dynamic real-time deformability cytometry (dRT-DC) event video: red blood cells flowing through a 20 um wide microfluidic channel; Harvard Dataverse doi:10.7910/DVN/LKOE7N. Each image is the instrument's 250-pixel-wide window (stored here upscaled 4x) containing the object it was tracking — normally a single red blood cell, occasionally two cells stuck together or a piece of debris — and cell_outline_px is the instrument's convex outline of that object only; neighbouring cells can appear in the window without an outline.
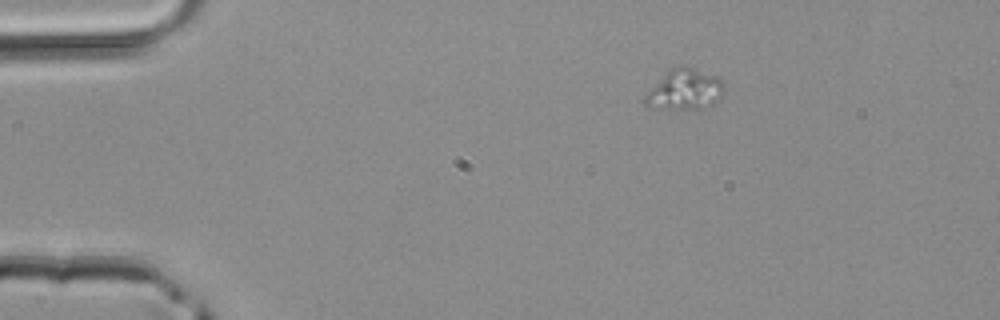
{"species": "common noctule bat (a hibernating species)", "species_latin": "Nyctalus noctula", "temperature_condition": "room temperature", "stored_images_in_passage": 2, "camera_frame_rate_fps": 3000, "um_per_image_px": 0.085, "animal": {"sex": "male", "body_mass_g": 20.4}, "frame": {"image": 1, "passage_image": 2, "time_ms": 0.333, "image_size_px": [1000, 320], "cell_outline_px": [[724, 92], [712, 108], [700, 112], [656, 108], [644, 104], [644, 96], [672, 68], [692, 68], [716, 76], [724, 84]], "centroid_in_image_um": [58.28, 7.73], "position_along_channel_um": 26.7, "area_um2": 18.84}}